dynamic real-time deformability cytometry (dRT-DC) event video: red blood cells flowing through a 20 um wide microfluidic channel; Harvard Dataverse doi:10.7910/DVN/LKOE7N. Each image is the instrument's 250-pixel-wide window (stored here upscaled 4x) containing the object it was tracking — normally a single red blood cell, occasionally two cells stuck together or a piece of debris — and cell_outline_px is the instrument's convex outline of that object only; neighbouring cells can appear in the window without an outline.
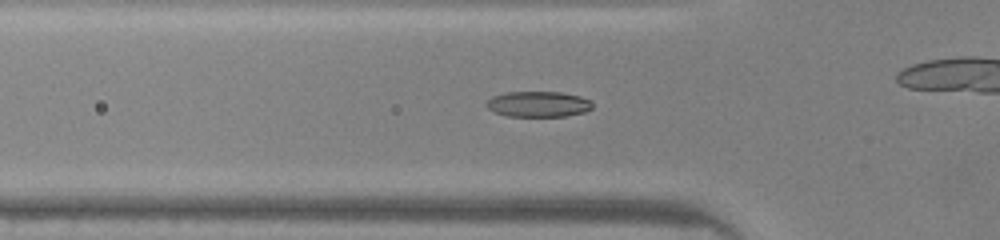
{"species": "common noctule bat (a hibernating species)", "species_latin": "Nyctalus noctula", "temperature_condition": "warm", "stored_images_in_passage": 37, "camera_frame_rate_fps": 3000, "um_per_image_px": 0.085, "animal": {"sex": "male", "body_mass_g": 20.0, "forearm_length_mm": 53.3}, "frame": {"image": 1, "passage_image": 15, "time_ms": 4.667, "image_size_px": [1000, 240], "cell_outline_px": [[592, 108], [584, 112], [564, 116], [508, 116], [496, 112], [488, 108], [484, 104], [492, 96], [508, 92], [560, 92], [580, 96], [592, 100]], "centroid_in_image_um": [45.76, 8.84], "position_along_channel_um": 80.0, "area_um2": 15.78}}
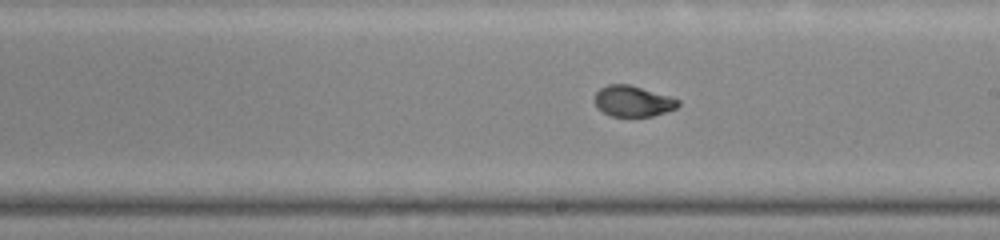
{"frame": {"image": 2, "passage_image": 26, "time_ms": 8.333, "image_size_px": [1000, 240], "cell_outline_px": [[680, 104], [676, 108], [652, 116], [612, 116], [596, 108], [596, 92], [600, 88], [608, 84], [628, 84], [668, 96], [680, 100]], "centroid_in_image_um": [53.78, 8.6], "position_along_channel_um": 235.2, "area_um2": 14.74}}
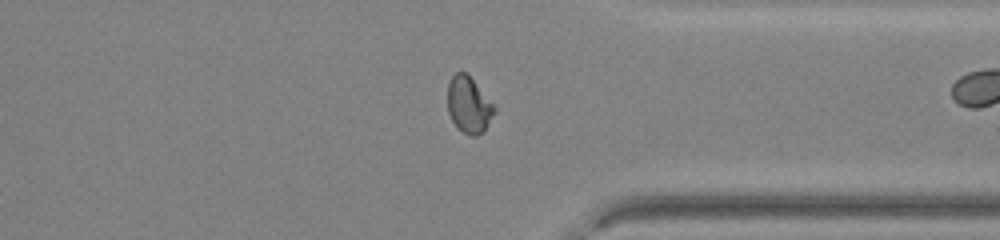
{"frame": {"image": 3, "passage_image": 36, "time_ms": 11.667, "image_size_px": [1000, 240], "cell_outline_px": [[496, 112], [484, 132], [476, 136], [472, 136], [456, 128], [448, 112], [448, 84], [452, 76], [456, 72], [464, 72], [472, 80], [496, 108]], "centroid_in_image_um": [39.84, 8.96], "position_along_channel_um": 371.6, "area_um2": 15.14}}